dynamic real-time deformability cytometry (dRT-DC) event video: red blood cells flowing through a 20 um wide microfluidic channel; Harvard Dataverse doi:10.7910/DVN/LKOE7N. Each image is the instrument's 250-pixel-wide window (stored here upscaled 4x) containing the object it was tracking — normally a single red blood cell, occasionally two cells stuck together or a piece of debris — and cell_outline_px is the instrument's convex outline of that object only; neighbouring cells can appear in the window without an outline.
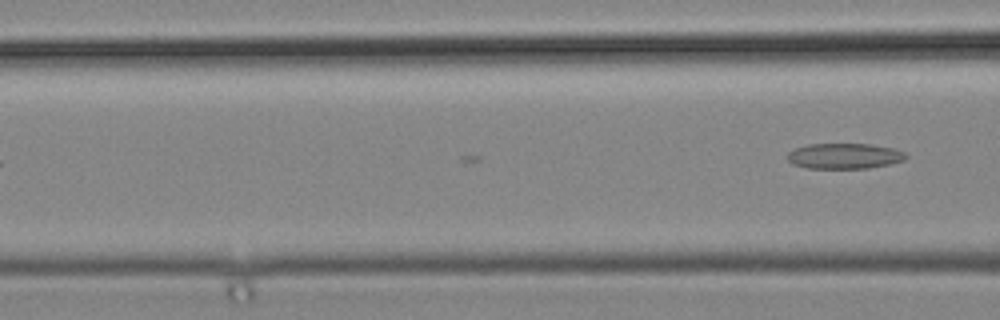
{"species": "common noctule bat (a hibernating species)", "species_latin": "Nyctalus noctula", "temperature_condition": "cold", "stored_images_in_passage": 3, "camera_frame_rate_fps": 3000, "um_per_image_px": 0.085, "animal": {"sex": "male", "body_mass_g": 19.2, "forearm_length_mm": 51.8}, "frame": {"image": 1, "passage_image": 3, "time_ms": 0.667, "image_size_px": [1000, 320], "cell_outline_px": [[908, 156], [904, 160], [888, 164], [868, 168], [808, 168], [792, 164], [788, 160], [788, 152], [796, 148], [808, 144], [868, 144], [892, 148], [904, 152]], "centroid_in_image_um": [71.76, 13.26], "position_along_channel_um": 94.8, "area_um2": 17.46}}